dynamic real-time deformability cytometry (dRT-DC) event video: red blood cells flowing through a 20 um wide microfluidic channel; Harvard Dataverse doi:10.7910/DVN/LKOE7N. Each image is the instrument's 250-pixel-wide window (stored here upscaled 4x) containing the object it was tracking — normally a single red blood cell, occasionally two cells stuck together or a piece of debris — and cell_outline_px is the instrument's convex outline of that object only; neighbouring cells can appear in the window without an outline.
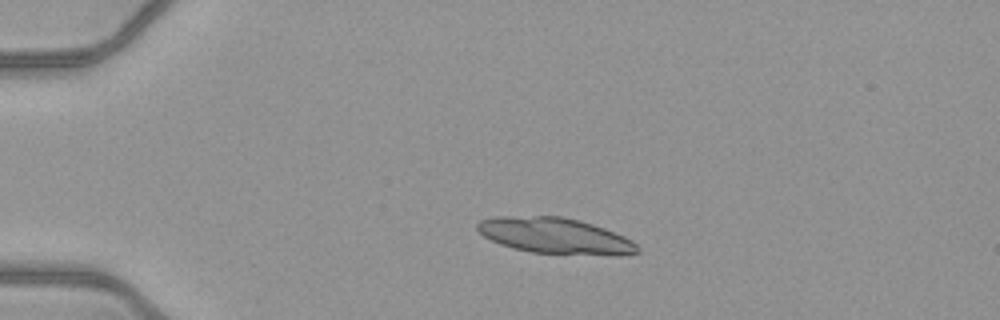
{"species": "common noctule bat (a hibernating species)", "species_latin": "Nyctalus noctula", "temperature_condition": "warm", "stored_images_in_passage": 23, "camera_frame_rate_fps": 3000, "um_per_image_px": 0.085, "animal": {"sex": "female", "body_mass_g": 21.9}, "frame": {"image": 1, "passage_image": 10, "time_ms": 3.0, "image_size_px": [1000, 320], "cell_outline_px": [[640, 252], [620, 256], [616, 256], [532, 252], [512, 248], [500, 244], [484, 236], [476, 228], [476, 224], [480, 220], [496, 216], [560, 216], [580, 220], [604, 228], [624, 236], [632, 240], [640, 248]], "centroid_in_image_um": [47.21, 20.05], "position_along_channel_um": 37.8, "area_um2": 33.64}}